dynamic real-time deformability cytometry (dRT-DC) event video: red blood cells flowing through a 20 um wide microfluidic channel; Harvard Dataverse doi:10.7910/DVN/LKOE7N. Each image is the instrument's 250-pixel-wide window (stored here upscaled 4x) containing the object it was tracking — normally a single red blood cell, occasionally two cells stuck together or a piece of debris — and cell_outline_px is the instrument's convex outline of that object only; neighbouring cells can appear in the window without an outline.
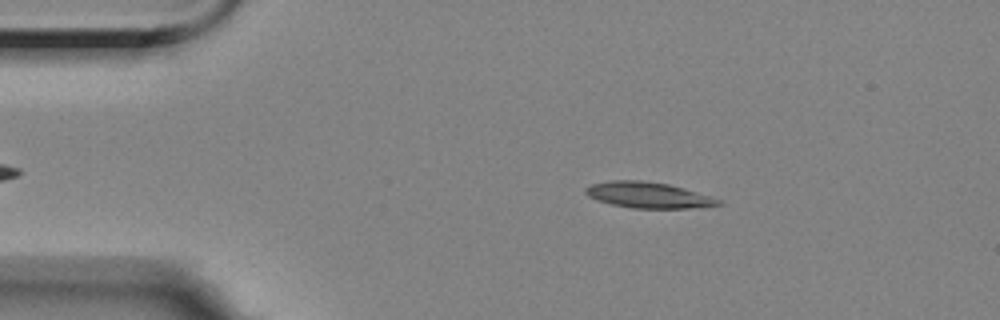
{"species": "Egyptian fruit bat (a non-hibernating species)", "species_latin": "Rousettus aegyptiacus", "temperature_condition": "room temperature", "stored_images_in_passage": 45, "camera_frame_rate_fps": 3000, "um_per_image_px": 0.085, "animal": {"sex": "female"}, "frame": {"image": 1, "passage_image": 7, "time_ms": 2.0, "image_size_px": [1000, 320], "cell_outline_px": [[724, 204], [688, 208], [632, 208], [612, 204], [588, 196], [584, 192], [584, 188], [592, 184], [612, 180], [640, 180], [668, 184], [684, 188], [720, 200]], "centroid_in_image_um": [55.07, 16.57], "position_along_channel_um": 29.9, "area_um2": 19.71}}
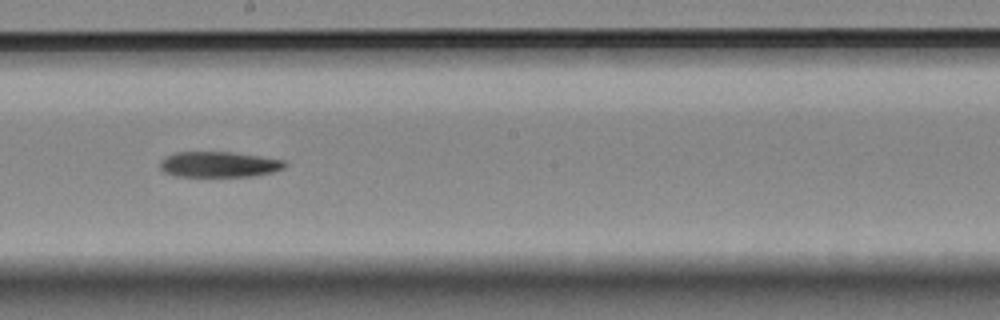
{"frame": {"image": 2, "passage_image": 28, "time_ms": 9.0, "image_size_px": [1000, 320], "cell_outline_px": [[288, 164], [284, 168], [272, 172], [252, 176], [176, 176], [164, 172], [160, 168], [160, 160], [176, 152], [232, 152], [260, 156], [284, 160]], "centroid_in_image_um": [18.62, 13.97], "position_along_channel_um": 229.6, "area_um2": 18.55}}
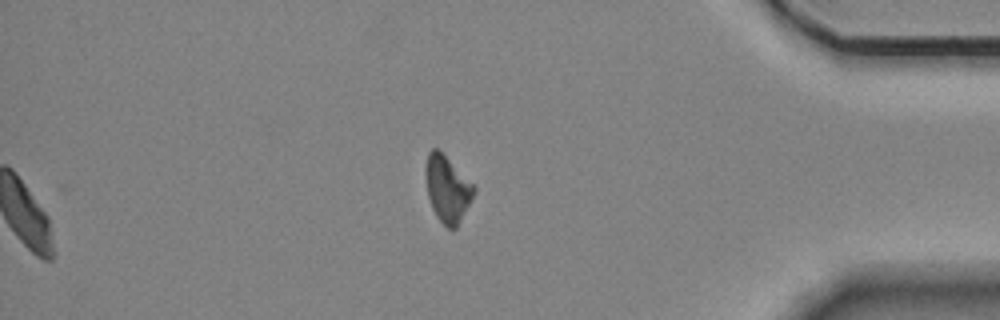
{"frame": {"image": 3, "passage_image": 45, "time_ms": 14.667, "image_size_px": [1000, 320], "cell_outline_px": [[476, 192], [456, 228], [448, 228], [436, 216], [432, 208], [428, 196], [424, 172], [424, 168], [428, 152], [432, 148], [436, 148], [476, 188]], "centroid_in_image_um": [37.99, 16.07], "position_along_channel_um": 397.2, "area_um2": 18.26}}